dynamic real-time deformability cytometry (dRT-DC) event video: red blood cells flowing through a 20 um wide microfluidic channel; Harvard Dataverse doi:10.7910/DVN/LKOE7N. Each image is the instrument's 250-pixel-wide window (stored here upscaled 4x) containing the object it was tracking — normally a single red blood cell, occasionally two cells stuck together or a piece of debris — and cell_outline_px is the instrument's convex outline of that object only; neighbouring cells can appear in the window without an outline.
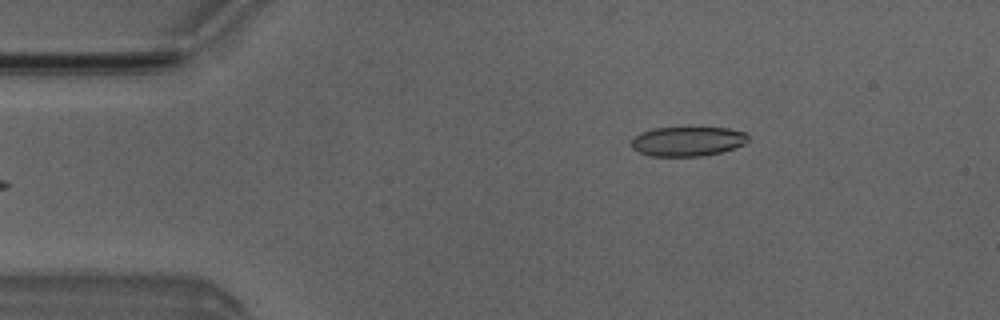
{"species": "Egyptian fruit bat (a non-hibernating species)", "species_latin": "Rousettus aegyptiacus", "temperature_condition": "room temperature", "stored_images_in_passage": 5, "camera_frame_rate_fps": 3000, "um_per_image_px": 0.085, "animal": {"sex": "male"}, "frame": {"image": 1, "passage_image": 5, "time_ms": 4.667, "image_size_px": [1000, 320], "cell_outline_px": [[748, 140], [744, 144], [720, 152], [700, 156], [648, 156], [632, 148], [632, 140], [640, 132], [652, 128], [728, 128], [748, 132]], "centroid_in_image_um": [58.45, 12.01], "position_along_channel_um": 26.6, "area_um2": 20.0}}